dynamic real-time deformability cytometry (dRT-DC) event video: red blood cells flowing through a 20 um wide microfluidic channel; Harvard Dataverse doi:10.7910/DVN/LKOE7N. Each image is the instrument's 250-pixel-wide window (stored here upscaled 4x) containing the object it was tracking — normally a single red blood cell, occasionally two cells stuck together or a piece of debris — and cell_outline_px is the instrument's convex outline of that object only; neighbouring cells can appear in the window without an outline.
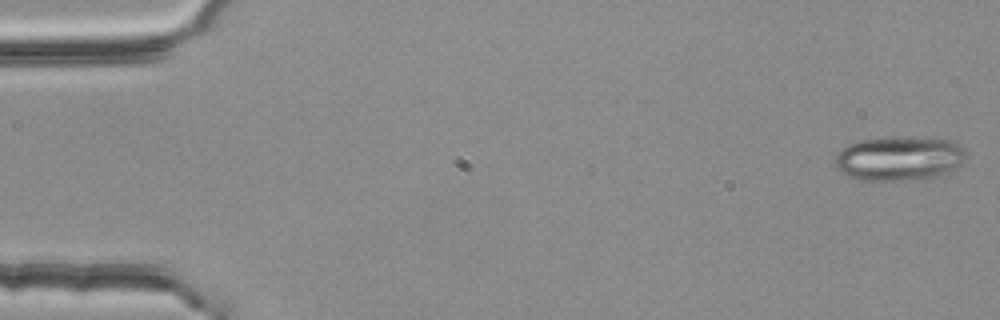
{"species": "common noctule bat (a hibernating species)", "species_latin": "Nyctalus noctula", "temperature_condition": "room temperature", "stored_images_in_passage": 5, "camera_frame_rate_fps": 3000, "um_per_image_px": 0.085, "animal": {"sex": "female", "body_mass_g": 25.1}, "frame": {"image": 1, "passage_image": 1, "time_ms": 0.0, "image_size_px": [1000, 320], "cell_outline_px": [[964, 156], [960, 164], [936, 176], [924, 180], [864, 180], [848, 176], [840, 172], [832, 160], [848, 144], [860, 140], [948, 140], [956, 144], [964, 152]], "centroid_in_image_um": [76.33, 13.54], "position_along_channel_um": 8.7, "area_um2": 32.14}}